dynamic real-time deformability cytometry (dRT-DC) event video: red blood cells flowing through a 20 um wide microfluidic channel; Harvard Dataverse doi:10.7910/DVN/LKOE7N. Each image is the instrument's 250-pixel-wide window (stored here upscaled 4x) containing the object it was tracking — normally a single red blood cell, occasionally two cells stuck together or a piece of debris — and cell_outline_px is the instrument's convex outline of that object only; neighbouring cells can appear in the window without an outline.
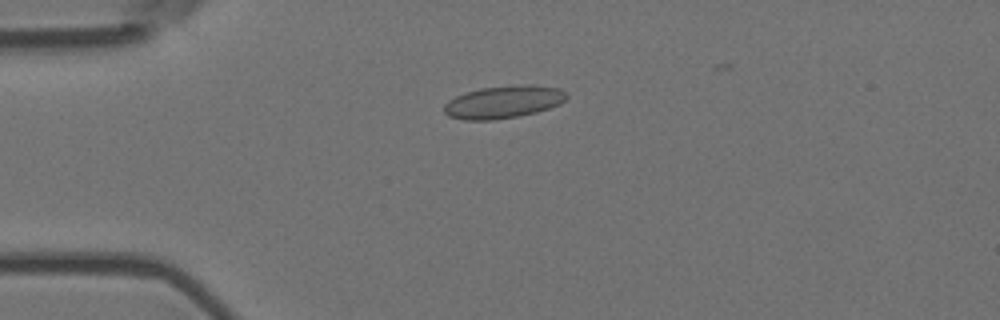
{"species": "Egyptian fruit bat (a non-hibernating species)", "species_latin": "Rousettus aegyptiacus", "temperature_condition": "room temperature", "stored_images_in_passage": 55, "camera_frame_rate_fps": 3000, "um_per_image_px": 0.085, "animal": {"sex": "female"}, "frame": {"image": 1, "passage_image": 14, "time_ms": 4.333, "image_size_px": [1000, 320], "cell_outline_px": [[568, 96], [560, 104], [536, 112], [516, 116], [492, 120], [464, 120], [448, 116], [444, 112], [444, 104], [448, 100], [456, 96], [480, 88], [524, 84], [560, 88]], "centroid_in_image_um": [42.77, 8.67], "position_along_channel_um": 42.2, "area_um2": 23.06}}
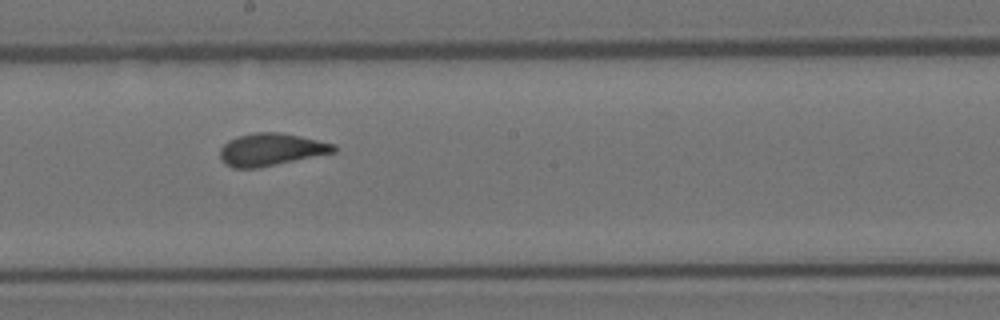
{"frame": {"image": 2, "passage_image": 31, "time_ms": 10.0, "image_size_px": [1000, 320], "cell_outline_px": [[336, 152], [260, 168], [232, 168], [224, 164], [220, 156], [220, 148], [228, 140], [236, 136], [256, 132], [280, 132], [300, 136], [336, 144]], "centroid_in_image_um": [23.03, 12.71], "position_along_channel_um": 225.2, "area_um2": 21.73}}
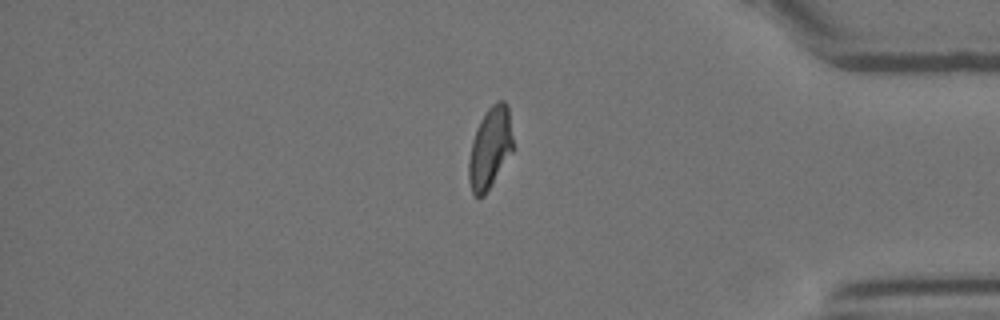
{"frame": {"image": 3, "passage_image": 47, "time_ms": 15.333, "image_size_px": [1000, 320], "cell_outline_px": [[512, 152], [492, 184], [484, 196], [476, 196], [472, 192], [468, 180], [468, 160], [472, 140], [476, 128], [480, 120], [488, 108], [496, 100], [504, 100], [508, 104], [512, 136]], "centroid_in_image_um": [41.64, 12.55], "position_along_channel_um": 393.6, "area_um2": 20.98}, "authors_computed_cell_mechanics": {"area_um2": 21.675, "velocity_mm_per_s": 3.6575, "shape_relaxation_time_tau1_ms": 5.727, "shape_relaxation_time_tau2_ms": 0.8103, "deformation_change_tau1": 0.1547, "deformation_change_tau2": 0.0603}}